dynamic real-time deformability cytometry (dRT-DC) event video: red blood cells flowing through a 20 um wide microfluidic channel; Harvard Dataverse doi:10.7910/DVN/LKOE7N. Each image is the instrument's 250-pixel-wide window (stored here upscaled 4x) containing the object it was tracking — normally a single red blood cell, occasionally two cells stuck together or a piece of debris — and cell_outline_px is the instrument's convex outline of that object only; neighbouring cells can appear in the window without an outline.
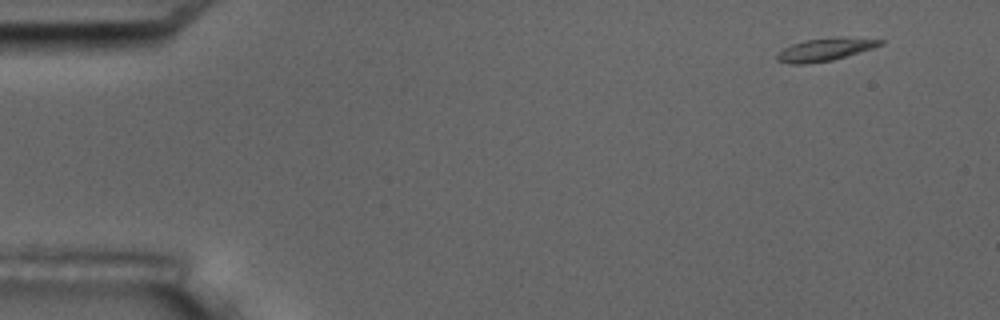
{"species": "common noctule bat (a hibernating species)", "species_latin": "Nyctalus noctula", "temperature_condition": "room temperature", "stored_images_in_passage": 9, "camera_frame_rate_fps": 3000, "um_per_image_px": 0.085, "animal": {"sex": "male", "body_mass_g": 17.5, "forearm_length_mm": 52.3}, "frame": {"image": 1, "passage_image": 1, "time_ms": 0.0, "image_size_px": [1000, 320], "cell_outline_px": [[884, 44], [872, 48], [832, 60], [804, 64], [792, 64], [776, 60], [776, 56], [784, 48], [792, 44], [804, 40], [840, 36], [884, 40]], "centroid_in_image_um": [70.14, 4.19], "position_along_channel_um": 14.9, "area_um2": 13.58}}
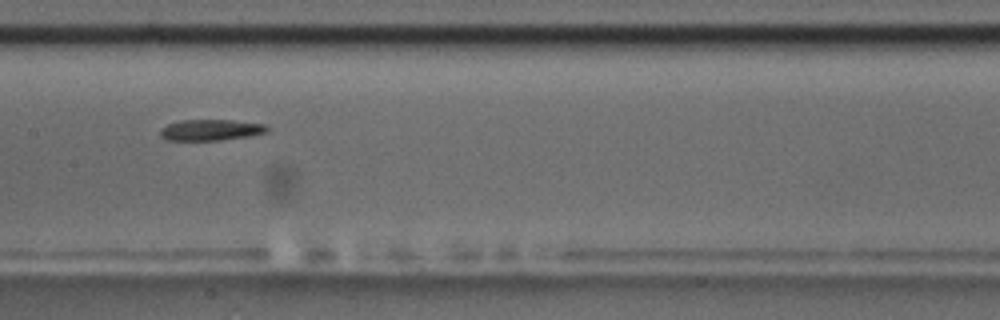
{"frame": {"image": 2, "passage_image": 8, "time_ms": 8.0, "image_size_px": [1000, 320], "cell_outline_px": [[268, 132], [248, 136], [220, 140], [164, 140], [160, 136], [160, 128], [168, 124], [180, 120], [232, 120], [264, 124], [268, 128]], "centroid_in_image_um": [17.88, 11.04], "position_along_channel_um": 189.5, "area_um2": 13.12}}
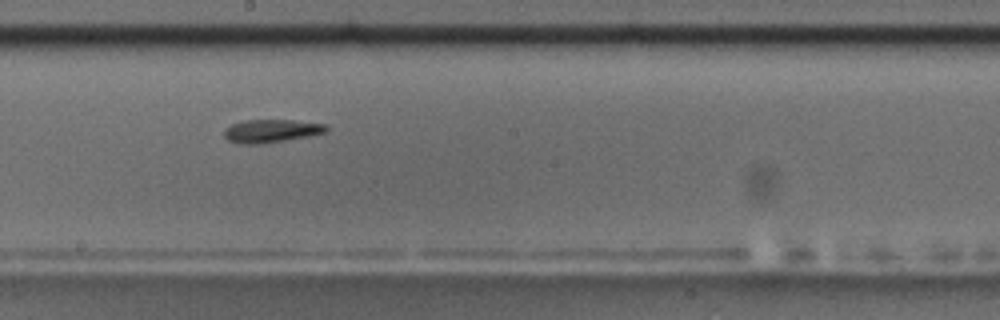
{"frame": {"image": 3, "passage_image": 9, "time_ms": 9.0, "image_size_px": [1000, 320], "cell_outline_px": [[328, 128], [324, 132], [308, 136], [260, 144], [244, 144], [228, 140], [224, 136], [224, 128], [232, 124], [244, 120], [292, 120], [328, 124]], "centroid_in_image_um": [23.04, 11.12], "position_along_channel_um": 225.2, "area_um2": 13.64}}